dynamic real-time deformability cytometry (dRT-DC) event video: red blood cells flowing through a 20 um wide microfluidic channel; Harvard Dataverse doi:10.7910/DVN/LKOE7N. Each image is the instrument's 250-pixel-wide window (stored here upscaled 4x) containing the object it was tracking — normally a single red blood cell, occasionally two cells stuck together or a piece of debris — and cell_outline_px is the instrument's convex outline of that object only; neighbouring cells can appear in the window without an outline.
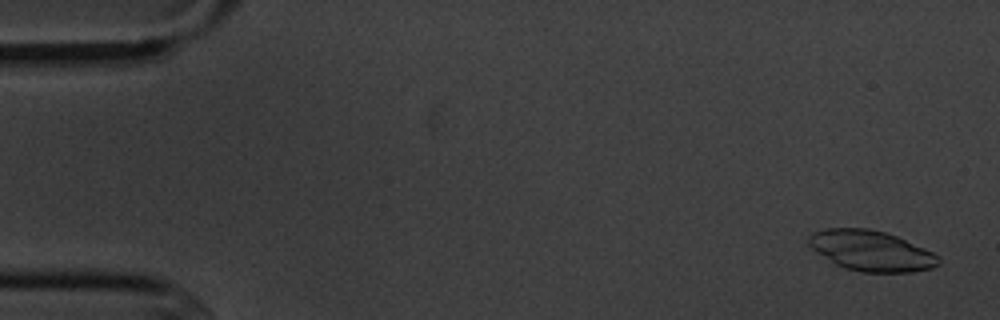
{"species": "common noctule bat (a hibernating species)", "species_latin": "Nyctalus noctula", "temperature_condition": "cold", "stored_images_in_passage": 5, "camera_frame_rate_fps": 3000, "um_per_image_px": 0.085, "animal": {"sex": "male", "body_mass_g": 20.1, "forearm_length_mm": 53.5}, "frame": {"image": 1, "passage_image": 1, "time_ms": 0.0, "image_size_px": [1000, 320], "cell_outline_px": [[940, 264], [932, 268], [912, 272], [860, 272], [844, 268], [836, 264], [812, 248], [808, 244], [808, 236], [812, 232], [828, 228], [868, 228], [884, 232], [896, 236], [924, 248], [940, 256]], "centroid_in_image_um": [74.06, 21.32], "position_along_channel_um": 10.9, "area_um2": 30.46}}